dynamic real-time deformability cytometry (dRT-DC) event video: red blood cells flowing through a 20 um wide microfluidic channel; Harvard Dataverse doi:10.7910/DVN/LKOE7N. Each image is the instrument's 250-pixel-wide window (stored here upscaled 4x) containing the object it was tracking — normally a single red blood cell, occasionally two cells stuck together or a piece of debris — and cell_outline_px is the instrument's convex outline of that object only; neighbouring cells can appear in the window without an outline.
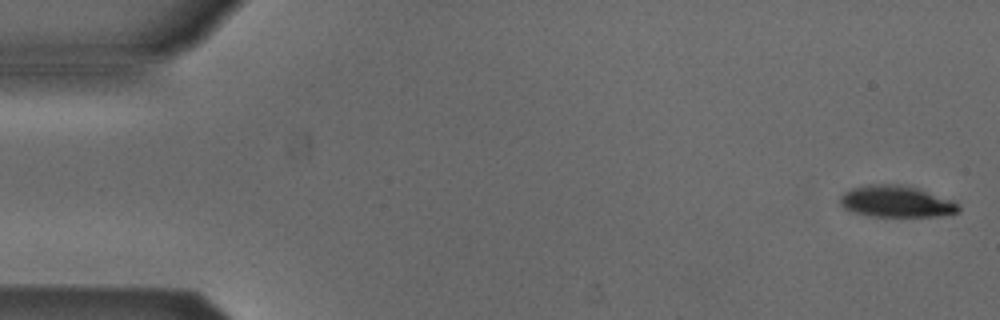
{"species": "Egyptian fruit bat (a non-hibernating species)", "species_latin": "Rousettus aegyptiacus", "temperature_condition": "cold", "stored_images_in_passage": 4, "camera_frame_rate_fps": 3000, "um_per_image_px": 0.085, "animal": {"sex": "male"}, "frame": {"image": 1, "passage_image": 1, "time_ms": 0.0, "image_size_px": [1000, 320], "cell_outline_px": [[960, 212], [940, 216], [872, 216], [852, 212], [844, 208], [840, 204], [840, 196], [844, 192], [852, 188], [868, 184], [896, 184], [916, 188], [952, 200], [960, 204]], "centroid_in_image_um": [76.18, 17.13], "position_along_channel_um": 8.8, "area_um2": 21.73}}
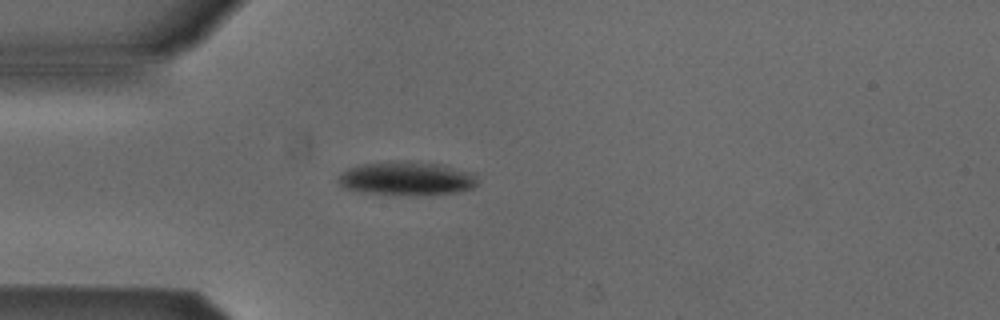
{"frame": {"image": 2, "passage_image": 4, "time_ms": 1.0, "image_size_px": [1000, 320], "cell_outline_px": [[476, 184], [472, 188], [460, 192], [364, 192], [344, 188], [336, 180], [348, 168], [360, 164], [388, 160], [408, 160], [444, 164], [476, 172]], "centroid_in_image_um": [34.6, 15.08], "position_along_channel_um": 50.4, "area_um2": 26.76}}